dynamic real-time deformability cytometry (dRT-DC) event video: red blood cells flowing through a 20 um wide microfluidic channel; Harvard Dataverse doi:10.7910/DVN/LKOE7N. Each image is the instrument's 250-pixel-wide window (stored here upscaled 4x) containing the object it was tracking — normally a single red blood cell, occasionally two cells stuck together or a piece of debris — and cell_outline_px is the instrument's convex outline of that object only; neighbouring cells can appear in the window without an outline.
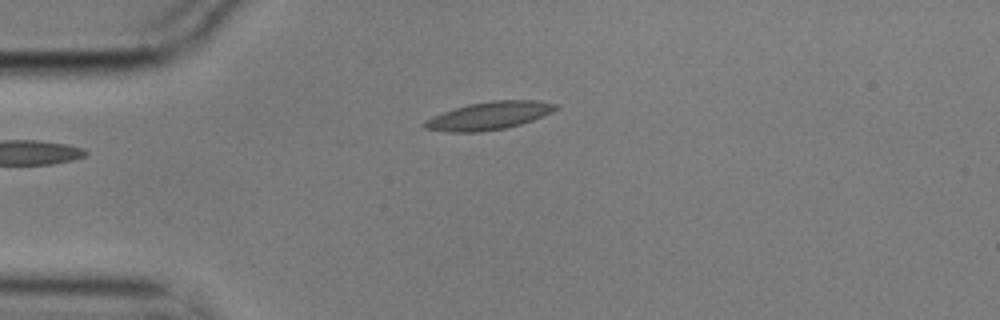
{"species": "common noctule bat (a hibernating species)", "species_latin": "Nyctalus noctula", "temperature_condition": "cold", "stored_images_in_passage": 4, "camera_frame_rate_fps": 3000, "um_per_image_px": 0.085, "animal": {"sex": "male", "body_mass_g": 17.9}, "frame": {"image": 1, "passage_image": 4, "time_ms": 1.0, "image_size_px": [1000, 320], "cell_outline_px": [[560, 108], [552, 112], [532, 120], [520, 124], [504, 128], [480, 132], [448, 132], [424, 128], [420, 124], [424, 120], [432, 116], [468, 104], [492, 100], [540, 100], [556, 104]], "centroid_in_image_um": [41.56, 9.83], "position_along_channel_um": 43.4, "area_um2": 21.33}}